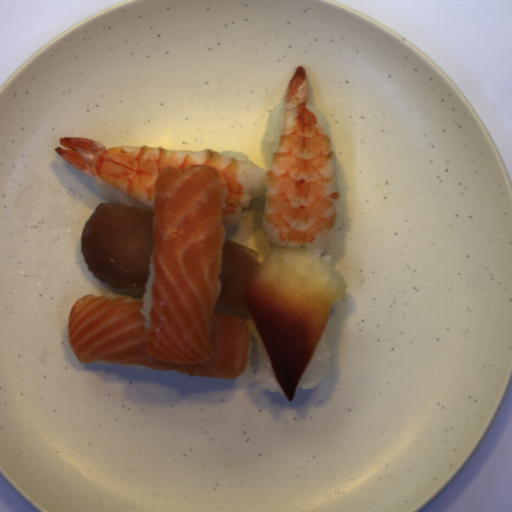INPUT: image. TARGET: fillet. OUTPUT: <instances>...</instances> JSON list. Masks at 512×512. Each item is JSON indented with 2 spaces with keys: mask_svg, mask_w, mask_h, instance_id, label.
I'll return each mask as SVG.
<instances>
[{
  "mask_svg": "<svg viewBox=\"0 0 512 512\" xmlns=\"http://www.w3.org/2000/svg\"><path fill=\"white\" fill-rule=\"evenodd\" d=\"M152 214L101 203L86 220L80 253L115 289H145L153 245L151 310L131 296L80 297L68 318L78 361L142 366L186 376L240 378L248 320L214 312L222 255V174L211 166L163 167Z\"/></svg>",
  "mask_w": 512,
  "mask_h": 512,
  "instance_id": "25842a12",
  "label": "fillet"
},
{
  "mask_svg": "<svg viewBox=\"0 0 512 512\" xmlns=\"http://www.w3.org/2000/svg\"><path fill=\"white\" fill-rule=\"evenodd\" d=\"M253 249L225 240L217 302L247 308L277 381L290 404L348 282L325 260L270 243L263 261Z\"/></svg>",
  "mask_w": 512,
  "mask_h": 512,
  "instance_id": "e2c912f1",
  "label": "fillet"
}]
</instances>
